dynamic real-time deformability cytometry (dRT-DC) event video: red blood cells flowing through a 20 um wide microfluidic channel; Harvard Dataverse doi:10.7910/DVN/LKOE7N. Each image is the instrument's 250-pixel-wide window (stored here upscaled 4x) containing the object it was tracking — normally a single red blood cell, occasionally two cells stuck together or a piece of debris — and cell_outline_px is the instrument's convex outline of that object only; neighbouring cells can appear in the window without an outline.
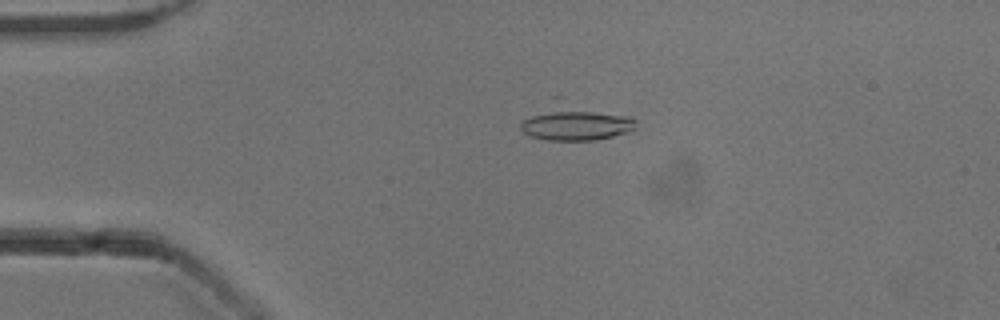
{"species": "common noctule bat (a hibernating species)", "species_latin": "Nyctalus noctula", "temperature_condition": "cold", "stored_images_in_passage": 44, "camera_frame_rate_fps": 3000, "um_per_image_px": 0.085, "animal": {"sex": "male", "body_mass_g": 13.3}, "frame": {"image": 1, "passage_image": 11, "time_ms": 3.333, "image_size_px": [1000, 320], "cell_outline_px": [[636, 128], [632, 132], [596, 140], [548, 140], [528, 136], [520, 128], [520, 124], [524, 120], [552, 96], [560, 96], [632, 116], [636, 120]], "centroid_in_image_um": [48.92, 10.32], "position_along_channel_um": 36.1, "area_um2": 25.78}}
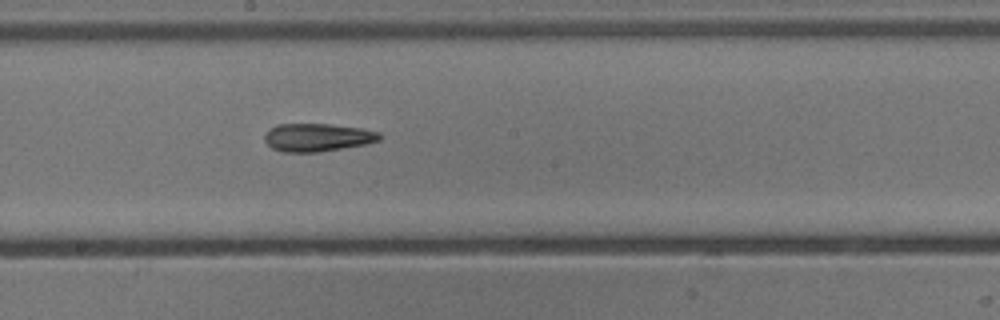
{"frame": {"image": 2, "passage_image": 28, "time_ms": 9.0, "image_size_px": [1000, 320], "cell_outline_px": [[384, 136], [380, 140], [364, 144], [316, 152], [284, 152], [272, 148], [264, 140], [264, 136], [276, 124], [328, 124], [364, 128], [380, 132]], "centroid_in_image_um": [27.02, 11.67], "position_along_channel_um": 221.2, "area_um2": 18.67}}
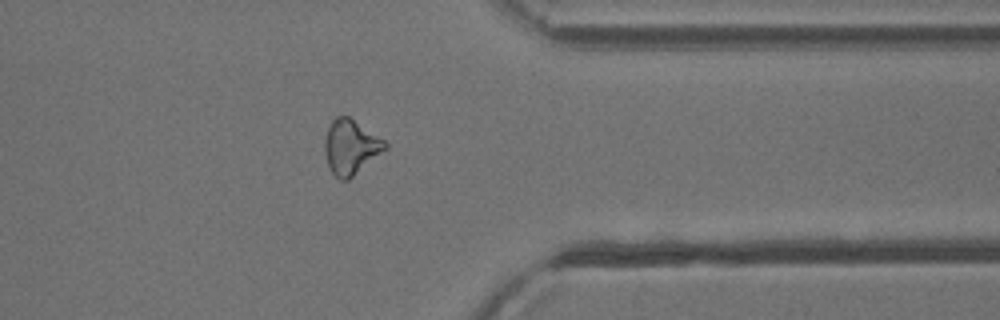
{"frame": {"image": 3, "passage_image": 41, "time_ms": 13.333, "image_size_px": [1000, 320], "cell_outline_px": [[388, 148], [348, 180], [340, 180], [332, 172], [328, 164], [324, 152], [324, 140], [328, 128], [332, 120], [336, 116], [348, 116], [384, 140], [388, 144]], "centroid_in_image_um": [29.8, 12.5], "position_along_channel_um": 381.6, "area_um2": 19.07}, "authors_computed_cell_mechanics": {"area_um2": 19.1896, "velocity_mm_per_s": 3.9215, "shape_relaxation_time_tau1_ms": 3.5973, "shape_relaxation_time_tau2_ms": 6.6758, "deformation_change_tau1": 0.1112, "deformation_change_tau2": 0.2015}}